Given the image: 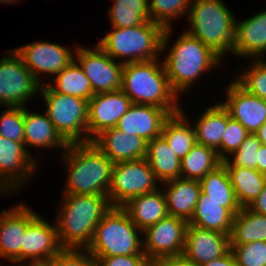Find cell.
Here are the masks:
<instances>
[{"instance_id": "6da1fadb", "label": "cell", "mask_w": 266, "mask_h": 266, "mask_svg": "<svg viewBox=\"0 0 266 266\" xmlns=\"http://www.w3.org/2000/svg\"><path fill=\"white\" fill-rule=\"evenodd\" d=\"M172 27L165 28L162 40L163 64L169 78L172 89L178 94L179 98L183 92L188 91L195 85L202 75L209 72L212 68H217L222 58L211 48L204 45L199 39L184 31L177 38L171 48L170 35Z\"/></svg>"}, {"instance_id": "7a4b0ae2", "label": "cell", "mask_w": 266, "mask_h": 266, "mask_svg": "<svg viewBox=\"0 0 266 266\" xmlns=\"http://www.w3.org/2000/svg\"><path fill=\"white\" fill-rule=\"evenodd\" d=\"M56 226L65 249H86L96 226L112 207L107 195L62 194Z\"/></svg>"}, {"instance_id": "3957f363", "label": "cell", "mask_w": 266, "mask_h": 266, "mask_svg": "<svg viewBox=\"0 0 266 266\" xmlns=\"http://www.w3.org/2000/svg\"><path fill=\"white\" fill-rule=\"evenodd\" d=\"M62 158L68 175L62 194L108 196L114 163L97 146L69 144Z\"/></svg>"}, {"instance_id": "277c9868", "label": "cell", "mask_w": 266, "mask_h": 266, "mask_svg": "<svg viewBox=\"0 0 266 266\" xmlns=\"http://www.w3.org/2000/svg\"><path fill=\"white\" fill-rule=\"evenodd\" d=\"M121 90L133 104L154 105L170 114L181 110L178 94L172 89L163 61L154 59L125 63Z\"/></svg>"}, {"instance_id": "5b68a950", "label": "cell", "mask_w": 266, "mask_h": 266, "mask_svg": "<svg viewBox=\"0 0 266 266\" xmlns=\"http://www.w3.org/2000/svg\"><path fill=\"white\" fill-rule=\"evenodd\" d=\"M187 17L186 32L222 59L227 53H232L236 17L222 0H193Z\"/></svg>"}, {"instance_id": "8992f818", "label": "cell", "mask_w": 266, "mask_h": 266, "mask_svg": "<svg viewBox=\"0 0 266 266\" xmlns=\"http://www.w3.org/2000/svg\"><path fill=\"white\" fill-rule=\"evenodd\" d=\"M110 31L97 45L123 64L154 60L162 53L165 28L151 20L129 28L113 27Z\"/></svg>"}, {"instance_id": "52a82bcc", "label": "cell", "mask_w": 266, "mask_h": 266, "mask_svg": "<svg viewBox=\"0 0 266 266\" xmlns=\"http://www.w3.org/2000/svg\"><path fill=\"white\" fill-rule=\"evenodd\" d=\"M142 231L122 207H111L96 226L86 250L95 258L145 255Z\"/></svg>"}, {"instance_id": "ba28073f", "label": "cell", "mask_w": 266, "mask_h": 266, "mask_svg": "<svg viewBox=\"0 0 266 266\" xmlns=\"http://www.w3.org/2000/svg\"><path fill=\"white\" fill-rule=\"evenodd\" d=\"M46 104V114L57 132L68 144L88 143V101L55 92L47 83L40 94Z\"/></svg>"}, {"instance_id": "9c48e42d", "label": "cell", "mask_w": 266, "mask_h": 266, "mask_svg": "<svg viewBox=\"0 0 266 266\" xmlns=\"http://www.w3.org/2000/svg\"><path fill=\"white\" fill-rule=\"evenodd\" d=\"M146 159L113 164L108 199L112 207H122L133 197L160 188Z\"/></svg>"}, {"instance_id": "30bf717a", "label": "cell", "mask_w": 266, "mask_h": 266, "mask_svg": "<svg viewBox=\"0 0 266 266\" xmlns=\"http://www.w3.org/2000/svg\"><path fill=\"white\" fill-rule=\"evenodd\" d=\"M7 53L0 58V105L26 107L27 102L40 93L41 84L14 49Z\"/></svg>"}, {"instance_id": "8fae6325", "label": "cell", "mask_w": 266, "mask_h": 266, "mask_svg": "<svg viewBox=\"0 0 266 266\" xmlns=\"http://www.w3.org/2000/svg\"><path fill=\"white\" fill-rule=\"evenodd\" d=\"M74 60L90 80L94 94L120 90L124 64L110 57L100 46L77 45Z\"/></svg>"}, {"instance_id": "7c38bea8", "label": "cell", "mask_w": 266, "mask_h": 266, "mask_svg": "<svg viewBox=\"0 0 266 266\" xmlns=\"http://www.w3.org/2000/svg\"><path fill=\"white\" fill-rule=\"evenodd\" d=\"M24 142L12 141L0 135V194L14 193L36 173L38 156L33 157ZM37 159V160H36ZM25 184V185H24Z\"/></svg>"}, {"instance_id": "4fadbf2b", "label": "cell", "mask_w": 266, "mask_h": 266, "mask_svg": "<svg viewBox=\"0 0 266 266\" xmlns=\"http://www.w3.org/2000/svg\"><path fill=\"white\" fill-rule=\"evenodd\" d=\"M187 225L184 219L168 215L142 231L147 261L151 264L161 258L183 254Z\"/></svg>"}, {"instance_id": "5bb4252c", "label": "cell", "mask_w": 266, "mask_h": 266, "mask_svg": "<svg viewBox=\"0 0 266 266\" xmlns=\"http://www.w3.org/2000/svg\"><path fill=\"white\" fill-rule=\"evenodd\" d=\"M53 222V225L48 223L38 214L29 223L21 247V265L44 266L65 249Z\"/></svg>"}, {"instance_id": "9a60e30c", "label": "cell", "mask_w": 266, "mask_h": 266, "mask_svg": "<svg viewBox=\"0 0 266 266\" xmlns=\"http://www.w3.org/2000/svg\"><path fill=\"white\" fill-rule=\"evenodd\" d=\"M71 49L57 43L35 41L14 50L26 68L43 85L45 82H42V74L56 76L74 60L76 48L75 51Z\"/></svg>"}, {"instance_id": "2e32d148", "label": "cell", "mask_w": 266, "mask_h": 266, "mask_svg": "<svg viewBox=\"0 0 266 266\" xmlns=\"http://www.w3.org/2000/svg\"><path fill=\"white\" fill-rule=\"evenodd\" d=\"M132 104L121 89L95 94L88 101V142H92L104 130L116 127Z\"/></svg>"}, {"instance_id": "e0dca14e", "label": "cell", "mask_w": 266, "mask_h": 266, "mask_svg": "<svg viewBox=\"0 0 266 266\" xmlns=\"http://www.w3.org/2000/svg\"><path fill=\"white\" fill-rule=\"evenodd\" d=\"M38 214L25 203L0 214V258L20 265L21 247L29 223Z\"/></svg>"}, {"instance_id": "ac0fdd59", "label": "cell", "mask_w": 266, "mask_h": 266, "mask_svg": "<svg viewBox=\"0 0 266 266\" xmlns=\"http://www.w3.org/2000/svg\"><path fill=\"white\" fill-rule=\"evenodd\" d=\"M225 99L221 103L231 118L237 120L249 133L256 131L266 122V103L232 79L227 85Z\"/></svg>"}, {"instance_id": "d6986e66", "label": "cell", "mask_w": 266, "mask_h": 266, "mask_svg": "<svg viewBox=\"0 0 266 266\" xmlns=\"http://www.w3.org/2000/svg\"><path fill=\"white\" fill-rule=\"evenodd\" d=\"M230 250L229 235L188 224L183 254L199 265L221 258Z\"/></svg>"}, {"instance_id": "ffe728a7", "label": "cell", "mask_w": 266, "mask_h": 266, "mask_svg": "<svg viewBox=\"0 0 266 266\" xmlns=\"http://www.w3.org/2000/svg\"><path fill=\"white\" fill-rule=\"evenodd\" d=\"M171 114L154 105L132 104L119 119L116 128L124 134L137 135L147 143L161 136L163 124Z\"/></svg>"}, {"instance_id": "44dd1931", "label": "cell", "mask_w": 266, "mask_h": 266, "mask_svg": "<svg viewBox=\"0 0 266 266\" xmlns=\"http://www.w3.org/2000/svg\"><path fill=\"white\" fill-rule=\"evenodd\" d=\"M265 53L266 9L242 21L236 18L232 54L239 58L261 59Z\"/></svg>"}, {"instance_id": "7402d4cb", "label": "cell", "mask_w": 266, "mask_h": 266, "mask_svg": "<svg viewBox=\"0 0 266 266\" xmlns=\"http://www.w3.org/2000/svg\"><path fill=\"white\" fill-rule=\"evenodd\" d=\"M92 143L114 164L123 161L143 159L147 142L137 135L124 134L116 127L104 130Z\"/></svg>"}, {"instance_id": "603a6c76", "label": "cell", "mask_w": 266, "mask_h": 266, "mask_svg": "<svg viewBox=\"0 0 266 266\" xmlns=\"http://www.w3.org/2000/svg\"><path fill=\"white\" fill-rule=\"evenodd\" d=\"M168 214L189 222L201 194L199 180L177 178L161 183ZM166 189V190H165Z\"/></svg>"}, {"instance_id": "cb8c5ba5", "label": "cell", "mask_w": 266, "mask_h": 266, "mask_svg": "<svg viewBox=\"0 0 266 266\" xmlns=\"http://www.w3.org/2000/svg\"><path fill=\"white\" fill-rule=\"evenodd\" d=\"M24 107V145L27 147H36L43 149L59 148L64 153L68 147V143L57 132L55 126L48 118L46 112H32Z\"/></svg>"}, {"instance_id": "d4e9b609", "label": "cell", "mask_w": 266, "mask_h": 266, "mask_svg": "<svg viewBox=\"0 0 266 266\" xmlns=\"http://www.w3.org/2000/svg\"><path fill=\"white\" fill-rule=\"evenodd\" d=\"M122 208L141 231L169 215L166 199L160 188L133 197Z\"/></svg>"}, {"instance_id": "484cf974", "label": "cell", "mask_w": 266, "mask_h": 266, "mask_svg": "<svg viewBox=\"0 0 266 266\" xmlns=\"http://www.w3.org/2000/svg\"><path fill=\"white\" fill-rule=\"evenodd\" d=\"M230 115L221 102L209 106L193 121L196 142L217 151L221 159V140Z\"/></svg>"}, {"instance_id": "4316f807", "label": "cell", "mask_w": 266, "mask_h": 266, "mask_svg": "<svg viewBox=\"0 0 266 266\" xmlns=\"http://www.w3.org/2000/svg\"><path fill=\"white\" fill-rule=\"evenodd\" d=\"M233 218L234 214L225 208V202L210 200L201 192L188 224L230 235Z\"/></svg>"}, {"instance_id": "83f0119b", "label": "cell", "mask_w": 266, "mask_h": 266, "mask_svg": "<svg viewBox=\"0 0 266 266\" xmlns=\"http://www.w3.org/2000/svg\"><path fill=\"white\" fill-rule=\"evenodd\" d=\"M145 159L160 183L180 178L181 160L162 135L147 143Z\"/></svg>"}, {"instance_id": "f1b7e54d", "label": "cell", "mask_w": 266, "mask_h": 266, "mask_svg": "<svg viewBox=\"0 0 266 266\" xmlns=\"http://www.w3.org/2000/svg\"><path fill=\"white\" fill-rule=\"evenodd\" d=\"M185 110L171 114L163 124L161 135L181 160L197 143L193 125L186 119Z\"/></svg>"}, {"instance_id": "f546056e", "label": "cell", "mask_w": 266, "mask_h": 266, "mask_svg": "<svg viewBox=\"0 0 266 266\" xmlns=\"http://www.w3.org/2000/svg\"><path fill=\"white\" fill-rule=\"evenodd\" d=\"M229 240L230 245L266 241V215L257 214L248 207H242L234 215Z\"/></svg>"}, {"instance_id": "4dcf8cb0", "label": "cell", "mask_w": 266, "mask_h": 266, "mask_svg": "<svg viewBox=\"0 0 266 266\" xmlns=\"http://www.w3.org/2000/svg\"><path fill=\"white\" fill-rule=\"evenodd\" d=\"M199 182L201 192L206 194L208 199L225 202V208H228L234 215L241 210L228 171L223 163L200 179Z\"/></svg>"}, {"instance_id": "1f68e13d", "label": "cell", "mask_w": 266, "mask_h": 266, "mask_svg": "<svg viewBox=\"0 0 266 266\" xmlns=\"http://www.w3.org/2000/svg\"><path fill=\"white\" fill-rule=\"evenodd\" d=\"M238 204L248 207L261 193L266 184V175L256 169L226 167Z\"/></svg>"}, {"instance_id": "d6a6232c", "label": "cell", "mask_w": 266, "mask_h": 266, "mask_svg": "<svg viewBox=\"0 0 266 266\" xmlns=\"http://www.w3.org/2000/svg\"><path fill=\"white\" fill-rule=\"evenodd\" d=\"M45 83L55 92L76 96L87 101L95 95L90 80L75 60L58 73L54 80Z\"/></svg>"}, {"instance_id": "836d02e7", "label": "cell", "mask_w": 266, "mask_h": 266, "mask_svg": "<svg viewBox=\"0 0 266 266\" xmlns=\"http://www.w3.org/2000/svg\"><path fill=\"white\" fill-rule=\"evenodd\" d=\"M222 164L216 150L196 143L181 159L180 177L200 180Z\"/></svg>"}, {"instance_id": "e575fe53", "label": "cell", "mask_w": 266, "mask_h": 266, "mask_svg": "<svg viewBox=\"0 0 266 266\" xmlns=\"http://www.w3.org/2000/svg\"><path fill=\"white\" fill-rule=\"evenodd\" d=\"M108 10L111 27L129 28L150 21L148 0H114Z\"/></svg>"}, {"instance_id": "d590c367", "label": "cell", "mask_w": 266, "mask_h": 266, "mask_svg": "<svg viewBox=\"0 0 266 266\" xmlns=\"http://www.w3.org/2000/svg\"><path fill=\"white\" fill-rule=\"evenodd\" d=\"M150 20L164 28H171V21L187 17L193 0H148ZM173 19V20H172Z\"/></svg>"}, {"instance_id": "8d00e7d4", "label": "cell", "mask_w": 266, "mask_h": 266, "mask_svg": "<svg viewBox=\"0 0 266 266\" xmlns=\"http://www.w3.org/2000/svg\"><path fill=\"white\" fill-rule=\"evenodd\" d=\"M266 58L253 59L234 80L249 93L264 99L266 97Z\"/></svg>"}, {"instance_id": "74e56055", "label": "cell", "mask_w": 266, "mask_h": 266, "mask_svg": "<svg viewBox=\"0 0 266 266\" xmlns=\"http://www.w3.org/2000/svg\"><path fill=\"white\" fill-rule=\"evenodd\" d=\"M261 142L254 133H250L231 157L222 161L225 167H245L257 170V152Z\"/></svg>"}, {"instance_id": "f35d334b", "label": "cell", "mask_w": 266, "mask_h": 266, "mask_svg": "<svg viewBox=\"0 0 266 266\" xmlns=\"http://www.w3.org/2000/svg\"><path fill=\"white\" fill-rule=\"evenodd\" d=\"M24 107H6L0 115V135L16 142H24Z\"/></svg>"}, {"instance_id": "ab89813d", "label": "cell", "mask_w": 266, "mask_h": 266, "mask_svg": "<svg viewBox=\"0 0 266 266\" xmlns=\"http://www.w3.org/2000/svg\"><path fill=\"white\" fill-rule=\"evenodd\" d=\"M238 266H266V241L230 245Z\"/></svg>"}, {"instance_id": "60d3db41", "label": "cell", "mask_w": 266, "mask_h": 266, "mask_svg": "<svg viewBox=\"0 0 266 266\" xmlns=\"http://www.w3.org/2000/svg\"><path fill=\"white\" fill-rule=\"evenodd\" d=\"M249 134L237 120L230 118L221 140V160H226L236 152Z\"/></svg>"}, {"instance_id": "b9f144b4", "label": "cell", "mask_w": 266, "mask_h": 266, "mask_svg": "<svg viewBox=\"0 0 266 266\" xmlns=\"http://www.w3.org/2000/svg\"><path fill=\"white\" fill-rule=\"evenodd\" d=\"M44 266H98L97 259L86 249H64Z\"/></svg>"}, {"instance_id": "7bdbcfd3", "label": "cell", "mask_w": 266, "mask_h": 266, "mask_svg": "<svg viewBox=\"0 0 266 266\" xmlns=\"http://www.w3.org/2000/svg\"><path fill=\"white\" fill-rule=\"evenodd\" d=\"M96 259L98 266H150L145 255H118Z\"/></svg>"}, {"instance_id": "ee69618b", "label": "cell", "mask_w": 266, "mask_h": 266, "mask_svg": "<svg viewBox=\"0 0 266 266\" xmlns=\"http://www.w3.org/2000/svg\"><path fill=\"white\" fill-rule=\"evenodd\" d=\"M150 266H201L187 258L184 254L161 258L153 261Z\"/></svg>"}, {"instance_id": "f6af8a7d", "label": "cell", "mask_w": 266, "mask_h": 266, "mask_svg": "<svg viewBox=\"0 0 266 266\" xmlns=\"http://www.w3.org/2000/svg\"><path fill=\"white\" fill-rule=\"evenodd\" d=\"M248 208L261 215H266V184L258 197L248 206Z\"/></svg>"}, {"instance_id": "bcb514c9", "label": "cell", "mask_w": 266, "mask_h": 266, "mask_svg": "<svg viewBox=\"0 0 266 266\" xmlns=\"http://www.w3.org/2000/svg\"><path fill=\"white\" fill-rule=\"evenodd\" d=\"M202 266H238L235 260V257L231 250H229L221 258L209 261Z\"/></svg>"}, {"instance_id": "7dc6e473", "label": "cell", "mask_w": 266, "mask_h": 266, "mask_svg": "<svg viewBox=\"0 0 266 266\" xmlns=\"http://www.w3.org/2000/svg\"><path fill=\"white\" fill-rule=\"evenodd\" d=\"M257 171L266 175V146L261 145L257 152Z\"/></svg>"}, {"instance_id": "c3c4849f", "label": "cell", "mask_w": 266, "mask_h": 266, "mask_svg": "<svg viewBox=\"0 0 266 266\" xmlns=\"http://www.w3.org/2000/svg\"><path fill=\"white\" fill-rule=\"evenodd\" d=\"M255 135L258 137L261 145L266 146V122L256 131Z\"/></svg>"}, {"instance_id": "681fc988", "label": "cell", "mask_w": 266, "mask_h": 266, "mask_svg": "<svg viewBox=\"0 0 266 266\" xmlns=\"http://www.w3.org/2000/svg\"><path fill=\"white\" fill-rule=\"evenodd\" d=\"M21 1V0H20ZM19 0H0V3H2V4H6V5H10V4H14V3H16L17 4V2L19 3L20 2Z\"/></svg>"}, {"instance_id": "f907efd6", "label": "cell", "mask_w": 266, "mask_h": 266, "mask_svg": "<svg viewBox=\"0 0 266 266\" xmlns=\"http://www.w3.org/2000/svg\"><path fill=\"white\" fill-rule=\"evenodd\" d=\"M0 266H1V264H0ZM12 266H13V265H12ZM14 266H24V265H21V264H20V265H18V264H15Z\"/></svg>"}]
</instances>
